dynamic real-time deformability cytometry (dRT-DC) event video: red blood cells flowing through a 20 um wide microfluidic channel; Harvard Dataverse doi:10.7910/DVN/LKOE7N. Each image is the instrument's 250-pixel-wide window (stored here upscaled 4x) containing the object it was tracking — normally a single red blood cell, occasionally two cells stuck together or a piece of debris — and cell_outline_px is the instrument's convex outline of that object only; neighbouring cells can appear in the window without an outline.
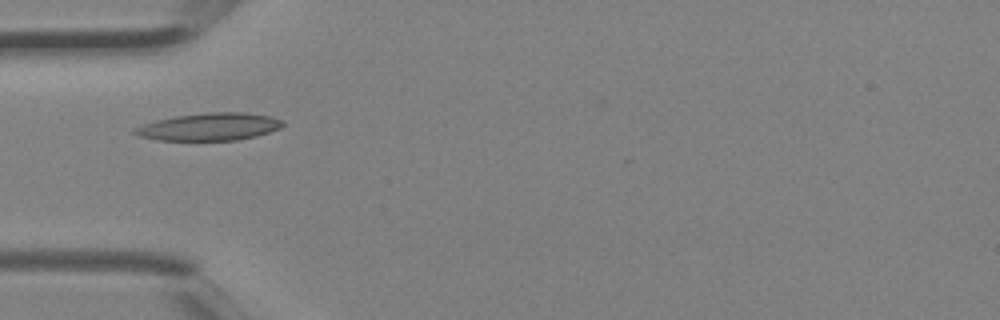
{"species": "Egyptian fruit bat (a non-hibernating species)", "species_latin": "Rousettus aegyptiacus", "temperature_condition": "room temperature", "stored_images_in_passage": 4, "camera_frame_rate_fps": 3000, "um_per_image_px": 0.085, "animal": {"sex": "female"}, "frame": {"image": 1, "passage_image": 3, "time_ms": 0.667, "image_size_px": [1000, 320], "cell_outline_px": [[284, 124], [280, 128], [256, 136], [236, 140], [160, 140], [140, 136], [132, 132], [136, 128], [144, 124], [156, 120], [176, 116], [208, 112], [244, 112], [272, 116], [284, 120]], "centroid_in_image_um": [17.85, 10.76], "position_along_channel_um": 67.1, "area_um2": 23.58}}